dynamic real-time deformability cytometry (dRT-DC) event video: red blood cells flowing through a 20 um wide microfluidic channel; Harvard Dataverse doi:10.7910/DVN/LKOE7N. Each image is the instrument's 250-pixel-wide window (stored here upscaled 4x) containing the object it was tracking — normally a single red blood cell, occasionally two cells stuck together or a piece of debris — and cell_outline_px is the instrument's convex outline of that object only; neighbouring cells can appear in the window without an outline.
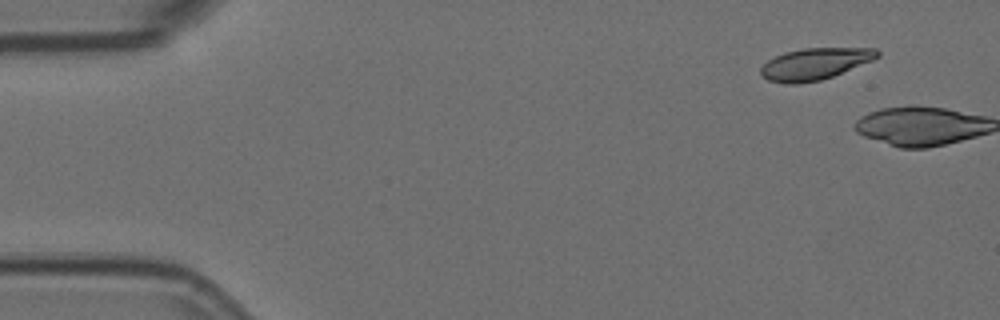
{"species": "Egyptian fruit bat (a non-hibernating species)", "species_latin": "Rousettus aegyptiacus", "temperature_condition": "room temperature", "stored_images_in_passage": 2, "camera_frame_rate_fps": 3000, "um_per_image_px": 0.085, "animal": {"sex": "female"}, "frame": {"image": 1, "passage_image": 1, "time_ms": 0.0, "image_size_px": [1000, 320], "cell_outline_px": [[880, 56], [872, 60], [832, 76], [820, 80], [796, 84], [784, 84], [768, 80], [760, 76], [760, 68], [768, 60], [776, 56], [788, 52], [804, 48], [876, 48], [880, 52]], "centroid_in_image_um": [69.24, 5.43], "position_along_channel_um": 15.8, "area_um2": 21.33}}